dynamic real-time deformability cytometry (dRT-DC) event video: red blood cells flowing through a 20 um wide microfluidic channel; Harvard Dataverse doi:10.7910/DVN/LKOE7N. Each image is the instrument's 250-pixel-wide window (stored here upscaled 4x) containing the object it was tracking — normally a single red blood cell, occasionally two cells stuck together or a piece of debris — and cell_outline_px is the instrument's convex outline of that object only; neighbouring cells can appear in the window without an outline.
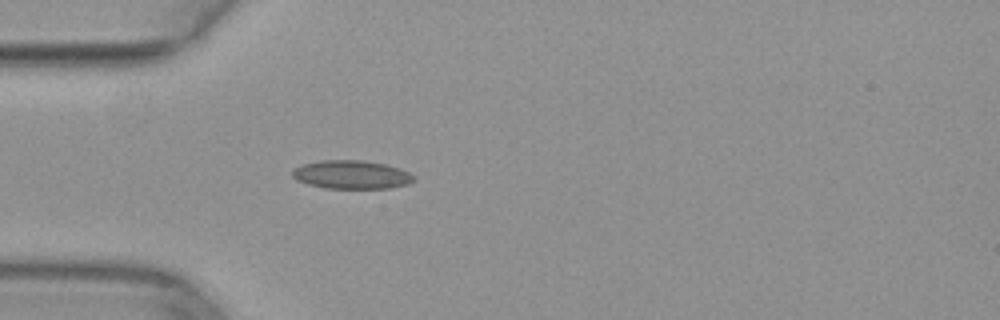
{"species": "common noctule bat (a hibernating species)", "species_latin": "Nyctalus noctula", "temperature_condition": "warm", "stored_images_in_passage": 4, "camera_frame_rate_fps": 3000, "um_per_image_px": 0.085, "animal": {"sex": "female", "body_mass_g": 29.2, "forearm_length_mm": 56.3}, "frame": {"image": 1, "passage_image": 1, "time_ms": 0.0, "image_size_px": [1000, 320], "cell_outline_px": [[416, 176], [408, 184], [392, 188], [324, 188], [308, 184], [296, 180], [292, 176], [292, 172], [296, 168], [304, 164], [324, 160], [364, 160], [384, 164], [400, 168]], "centroid_in_image_um": [29.9, 14.85], "position_along_channel_um": 55.1, "area_um2": 20.06}}
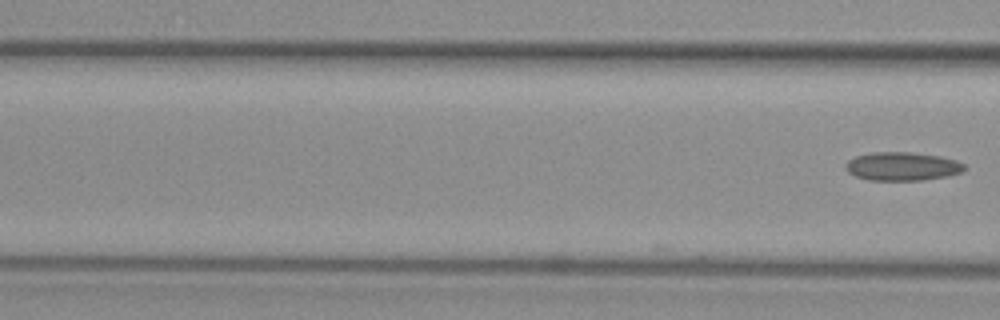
{"frame": {"image": 2, "passage_image": 4, "time_ms": 1.0, "image_size_px": [1000, 320], "cell_outline_px": [[968, 168], [964, 172], [944, 176], [920, 180], [868, 180], [856, 176], [848, 172], [844, 168], [844, 164], [848, 160], [856, 156], [872, 152], [912, 152], [940, 156], [956, 160], [964, 164]], "centroid_in_image_um": [76.69, 14.13], "position_along_channel_um": 89.9, "area_um2": 19.83}}